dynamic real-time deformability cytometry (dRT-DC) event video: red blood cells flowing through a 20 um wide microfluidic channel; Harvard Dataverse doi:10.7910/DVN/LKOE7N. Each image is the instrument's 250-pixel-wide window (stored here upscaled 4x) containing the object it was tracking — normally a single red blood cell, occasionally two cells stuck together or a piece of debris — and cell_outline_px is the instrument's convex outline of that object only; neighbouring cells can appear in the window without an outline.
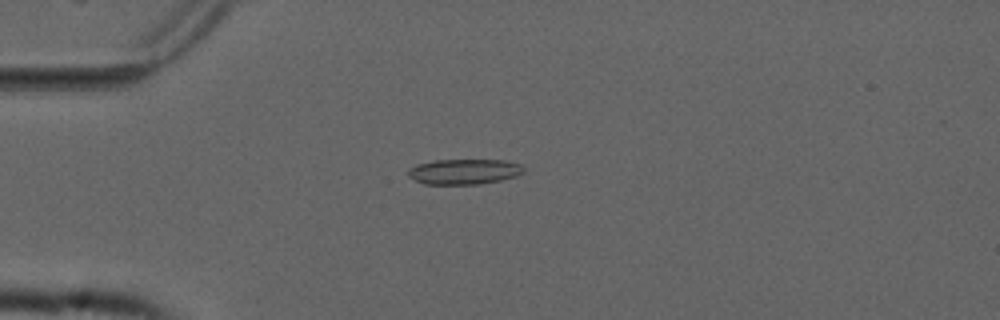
{"species": "common noctule bat (a hibernating species)", "species_latin": "Nyctalus noctula", "temperature_condition": "cold", "stored_images_in_passage": 5, "camera_frame_rate_fps": 3000, "um_per_image_px": 0.085, "animal": {"sex": "male", "forearm_length_mm": 52.5}, "frame": {"image": 1, "passage_image": 5, "time_ms": 1.333, "image_size_px": [1000, 320], "cell_outline_px": [[524, 172], [516, 176], [500, 180], [480, 184], [424, 184], [408, 176], [408, 168], [416, 164], [432, 160], [504, 160], [520, 164], [524, 168]], "centroid_in_image_um": [39.43, 14.58], "position_along_channel_um": 45.6, "area_um2": 17.11}}